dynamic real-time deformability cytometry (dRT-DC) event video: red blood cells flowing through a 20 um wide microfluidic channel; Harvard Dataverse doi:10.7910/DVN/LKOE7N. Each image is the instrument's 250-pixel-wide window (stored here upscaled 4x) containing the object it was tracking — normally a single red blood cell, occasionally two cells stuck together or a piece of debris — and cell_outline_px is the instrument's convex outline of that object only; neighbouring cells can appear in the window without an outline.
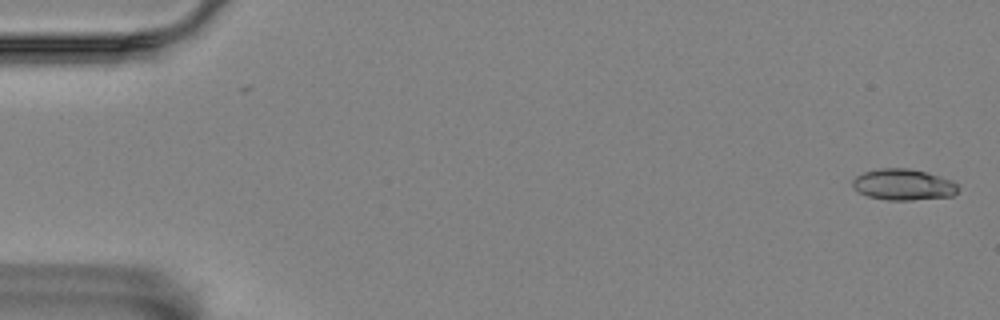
{"species": "Egyptian fruit bat (a non-hibernating species)", "species_latin": "Rousettus aegyptiacus", "temperature_condition": "room temperature", "stored_images_in_passage": 5, "segment_of_instrument_passage": [2, 2], "camera_frame_rate_fps": 3000, "um_per_image_px": 0.085, "animal": {"sex": "female"}, "frame": {"image": 1, "passage_image": 5, "time_ms": 1.333, "image_size_px": [1000, 320], "cell_outline_px": [[960, 188], [952, 196], [912, 200], [888, 200], [868, 196], [852, 188], [852, 180], [856, 176], [864, 172], [880, 168], [908, 168], [928, 172], [952, 180]], "centroid_in_image_um": [76.79, 15.68], "position_along_channel_um": 8.2, "area_um2": 19.25}}